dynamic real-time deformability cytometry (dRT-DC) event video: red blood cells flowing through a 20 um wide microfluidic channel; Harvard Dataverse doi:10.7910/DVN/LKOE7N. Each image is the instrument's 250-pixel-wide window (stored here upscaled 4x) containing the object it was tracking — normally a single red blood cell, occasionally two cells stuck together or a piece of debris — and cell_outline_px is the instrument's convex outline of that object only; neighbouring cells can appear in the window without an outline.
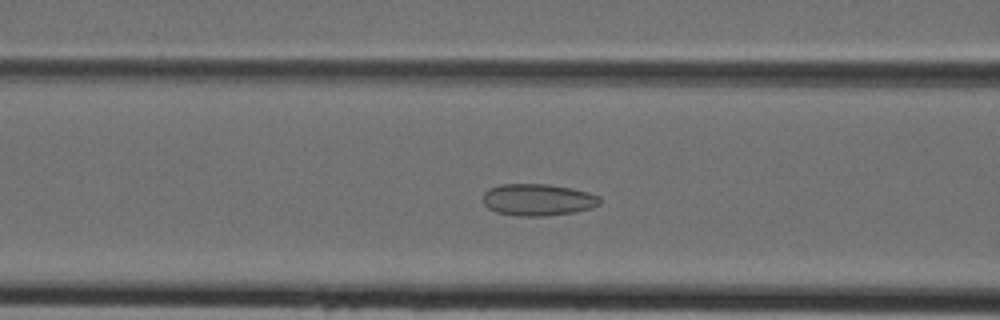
{"species": "Egyptian fruit bat (a non-hibernating species)", "species_latin": "Rousettus aegyptiacus", "temperature_condition": "cold", "stored_images_in_passage": 43, "camera_frame_rate_fps": 3000, "um_per_image_px": 0.085, "animal": {"sex": "female"}, "frame": {"image": 1, "passage_image": 17, "time_ms": 5.333, "image_size_px": [1000, 320], "cell_outline_px": [[600, 204], [592, 208], [576, 212], [544, 216], [516, 216], [496, 212], [488, 208], [484, 204], [484, 192], [488, 188], [500, 184], [548, 184], [572, 188], [588, 192], [600, 196]], "centroid_in_image_um": [45.73, 16.98], "position_along_channel_um": 120.9, "area_um2": 21.91}}
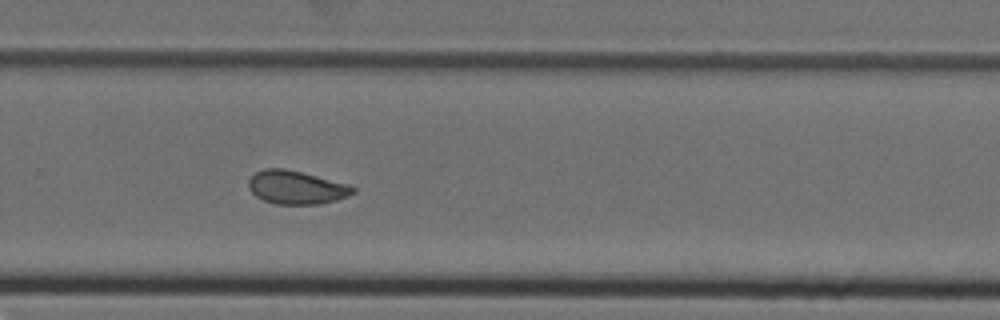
{"frame": {"image": 2, "passage_image": 29, "time_ms": 9.333, "image_size_px": [1000, 320], "cell_outline_px": [[356, 192], [348, 196], [336, 200], [320, 204], [276, 204], [264, 200], [256, 196], [248, 188], [248, 180], [256, 172], [264, 168], [284, 168], [348, 184], [356, 188]], "centroid_in_image_um": [25.18, 15.93], "position_along_channel_um": 304.6, "area_um2": 20.23}}
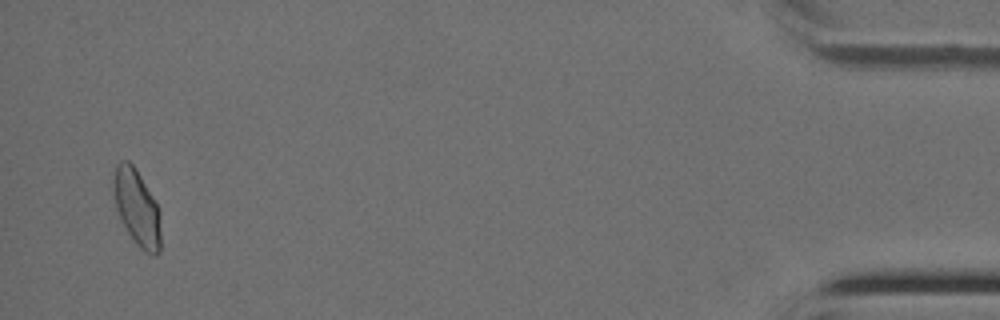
{"frame": {"image": 3, "passage_image": 42, "time_ms": 13.667, "image_size_px": [1000, 320], "cell_outline_px": [[160, 252], [156, 256], [144, 252], [136, 244], [120, 220], [116, 208], [112, 192], [112, 180], [116, 164], [120, 160], [128, 160], [132, 164], [140, 176], [152, 196], [160, 212]], "centroid_in_image_um": [11.61, 17.66], "position_along_channel_um": 423.6, "area_um2": 21.15}}